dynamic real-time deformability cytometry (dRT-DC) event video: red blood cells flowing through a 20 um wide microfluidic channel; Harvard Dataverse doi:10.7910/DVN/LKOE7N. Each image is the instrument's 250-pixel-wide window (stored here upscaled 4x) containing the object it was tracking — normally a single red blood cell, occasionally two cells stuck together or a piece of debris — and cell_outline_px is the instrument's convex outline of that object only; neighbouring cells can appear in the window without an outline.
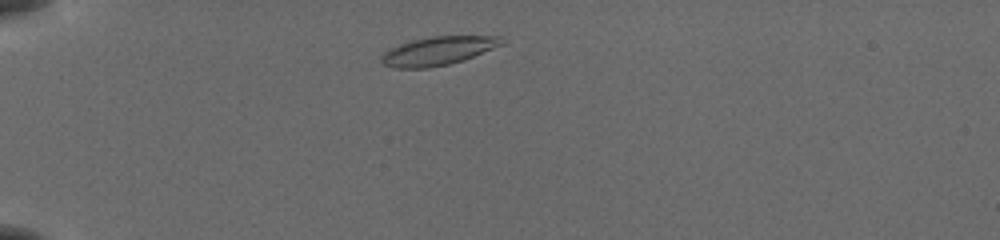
{"species": "common noctule bat (a hibernating species)", "species_latin": "Nyctalus noctula", "temperature_condition": "cold", "stored_images_in_passage": 43, "camera_frame_rate_fps": 3000, "um_per_image_px": 0.085, "animal": {"sex": "female", "body_mass_g": 19.5, "forearm_length_mm": 54.1}, "frame": {"image": 1, "passage_image": 4, "time_ms": 1.0, "image_size_px": [1000, 240], "cell_outline_px": [[504, 44], [472, 56], [448, 64], [428, 68], [392, 68], [384, 64], [380, 60], [380, 56], [388, 48], [412, 40], [432, 36], [500, 36]], "centroid_in_image_um": [37.16, 4.32], "position_along_channel_um": 47.8, "area_um2": 19.83}}
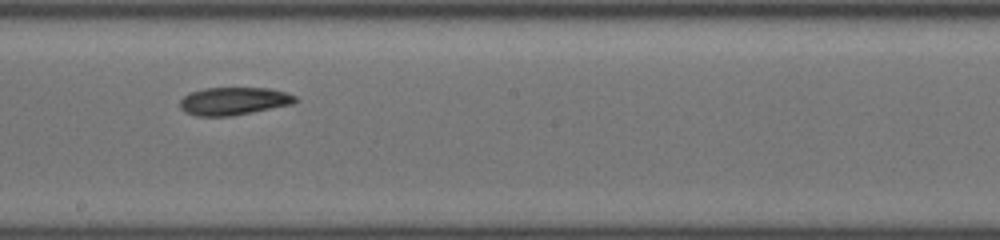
{"frame": {"image": 2, "passage_image": 21, "time_ms": 6.667, "image_size_px": [1000, 240], "cell_outline_px": [[296, 100], [292, 104], [232, 116], [196, 116], [184, 112], [180, 108], [180, 100], [184, 96], [192, 92], [204, 88], [268, 88], [284, 92], [296, 96]], "centroid_in_image_um": [19.82, 8.6], "position_along_channel_um": 228.4, "area_um2": 18.55}}
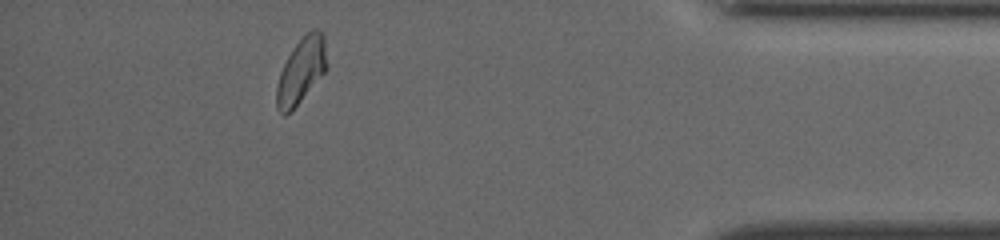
{"frame": {"image": 3, "passage_image": 38, "time_ms": 12.333, "image_size_px": [1000, 240], "cell_outline_px": [[328, 64], [324, 72], [292, 112], [284, 116], [276, 108], [276, 88], [280, 72], [288, 56], [304, 32], [312, 28], [316, 28], [324, 32]], "centroid_in_image_um": [25.62, 5.98], "position_along_channel_um": 409.6, "area_um2": 19.54}, "authors_computed_cell_mechanics": {"area_um2": 19.1896, "velocity_mm_per_s": 3.8534, "shape_relaxation_time_tau1_ms": 4.6692, "shape_relaxation_time_tau2_ms": 4.3047, "deformation_change_tau1": 0.1205, "deformation_change_tau2": 0.1004}}